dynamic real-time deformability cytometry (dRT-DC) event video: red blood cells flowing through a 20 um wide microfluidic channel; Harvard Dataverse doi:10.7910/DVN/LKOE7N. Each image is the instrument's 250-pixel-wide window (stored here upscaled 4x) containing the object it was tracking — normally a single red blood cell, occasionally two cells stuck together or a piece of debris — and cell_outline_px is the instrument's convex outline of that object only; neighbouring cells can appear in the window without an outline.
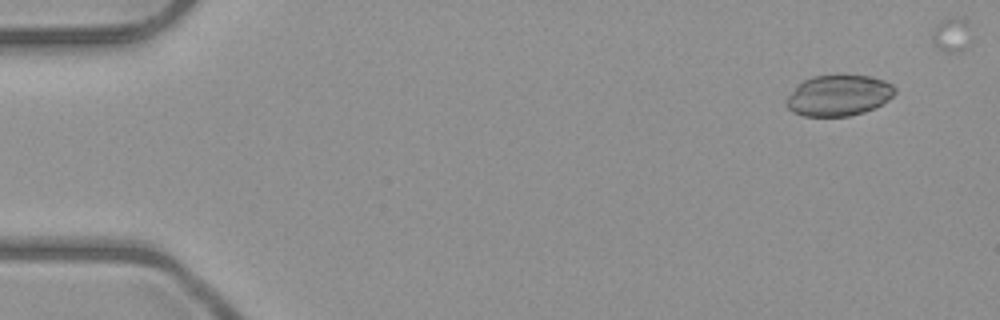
{"species": "common noctule bat (a hibernating species)", "species_latin": "Nyctalus noctula", "temperature_condition": "room temperature", "stored_images_in_passage": 8, "camera_frame_rate_fps": 3000, "um_per_image_px": 0.085, "animal": {"sex": "male", "body_mass_g": 23.1, "forearm_length_mm": 52.7}, "frame": {"image": 1, "passage_image": 2, "time_ms": 1.0, "image_size_px": [1000, 320], "cell_outline_px": [[896, 92], [888, 100], [864, 112], [848, 116], [804, 116], [792, 112], [784, 104], [784, 100], [804, 80], [812, 76], [840, 72], [872, 76], [884, 80], [892, 84], [896, 88]], "centroid_in_image_um": [71.29, 8.06], "position_along_channel_um": 13.7, "area_um2": 26.53}}
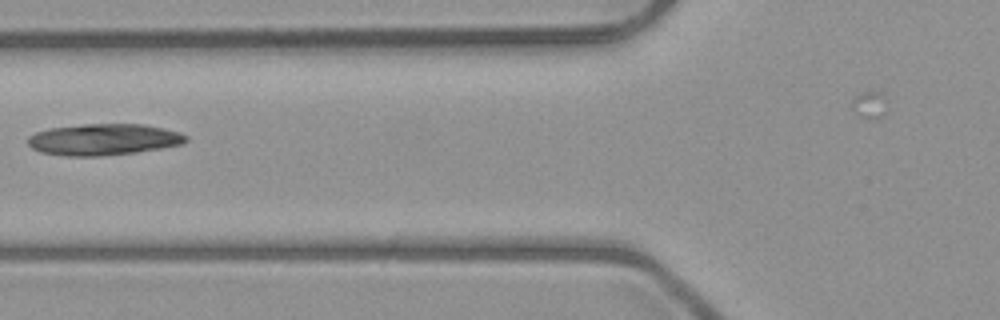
{"frame": {"image": 2, "passage_image": 6, "time_ms": 6.667, "image_size_px": [1000, 320], "cell_outline_px": [[188, 140], [184, 144], [136, 152], [100, 156], [64, 156], [40, 152], [32, 148], [28, 144], [28, 136], [36, 132], [52, 128], [84, 124], [144, 124], [180, 132], [188, 136]], "centroid_in_image_um": [8.82, 11.86], "position_along_channel_um": 117.0, "area_um2": 28.96}}
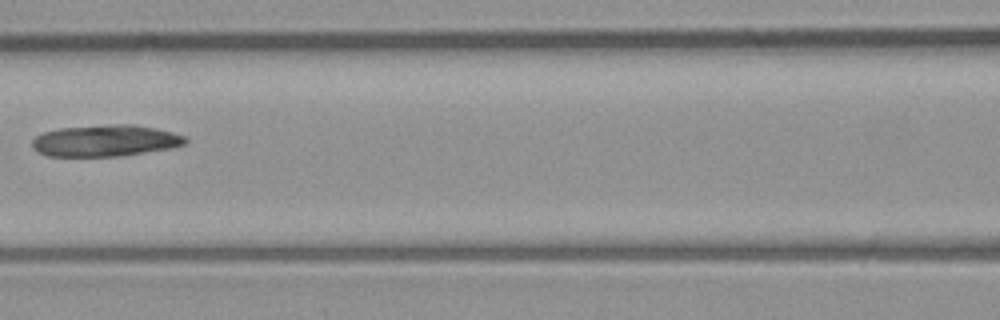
{"frame": {"image": 3, "passage_image": 7, "time_ms": 7.667, "image_size_px": [1000, 320], "cell_outline_px": [[188, 140], [184, 144], [168, 148], [116, 156], [48, 156], [32, 148], [32, 140], [36, 136], [44, 132], [60, 128], [112, 124], [136, 124], [156, 128], [172, 132], [184, 136]], "centroid_in_image_um": [8.93, 11.94], "position_along_channel_um": 157.7, "area_um2": 27.86}}